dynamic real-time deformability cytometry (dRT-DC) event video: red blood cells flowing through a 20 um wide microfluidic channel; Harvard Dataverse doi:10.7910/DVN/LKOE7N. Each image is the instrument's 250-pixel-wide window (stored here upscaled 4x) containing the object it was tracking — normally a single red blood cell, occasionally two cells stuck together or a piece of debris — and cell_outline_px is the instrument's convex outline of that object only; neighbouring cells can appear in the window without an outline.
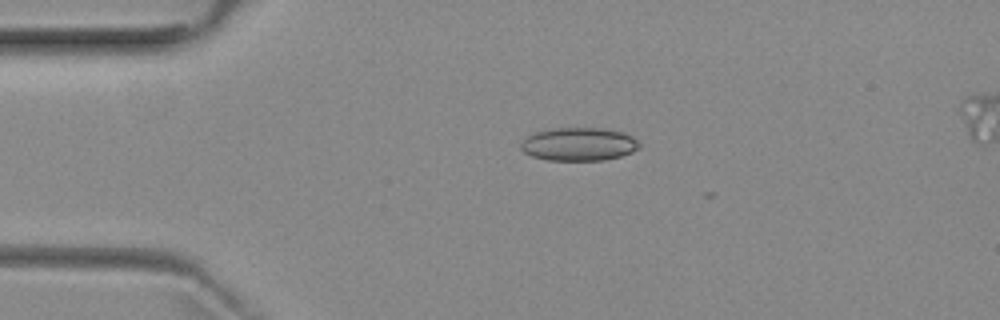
{"species": "common noctule bat (a hibernating species)", "species_latin": "Nyctalus noctula", "temperature_condition": "room temperature", "stored_images_in_passage": 3, "segment_of_instrument_passage": [1, 2], "camera_frame_rate_fps": 3000, "um_per_image_px": 0.085, "animal": {"sex": "female", "body_mass_g": 29.2, "forearm_length_mm": 56.3}, "frame": {"image": 1, "passage_image": 1, "time_ms": 0.0, "image_size_px": [1000, 320], "cell_outline_px": [[640, 148], [632, 152], [620, 156], [604, 160], [548, 160], [532, 156], [524, 152], [520, 148], [520, 140], [536, 132], [552, 128], [604, 128], [624, 132], [632, 136], [640, 144]], "centroid_in_image_um": [49.2, 12.25], "position_along_channel_um": 35.8, "area_um2": 23.06}}